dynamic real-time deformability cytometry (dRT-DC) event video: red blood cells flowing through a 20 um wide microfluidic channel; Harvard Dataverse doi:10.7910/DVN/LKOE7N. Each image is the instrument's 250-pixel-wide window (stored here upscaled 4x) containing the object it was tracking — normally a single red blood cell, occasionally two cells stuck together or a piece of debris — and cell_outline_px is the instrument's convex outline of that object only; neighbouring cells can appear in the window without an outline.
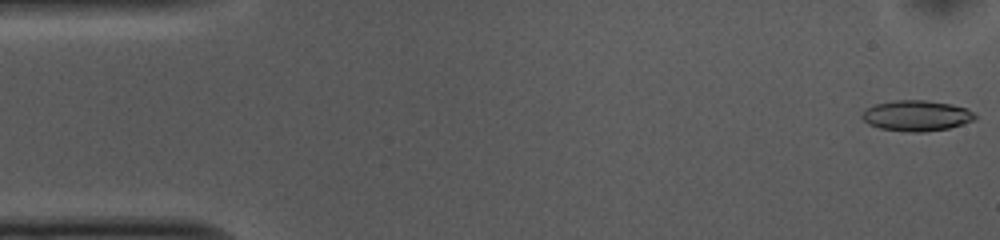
{"species": "common noctule bat (a hibernating species)", "species_latin": "Nyctalus noctula", "temperature_condition": "cold", "stored_images_in_passage": 49, "camera_frame_rate_fps": 3000, "um_per_image_px": 0.085, "animal": {"sex": "female", "body_mass_g": 10.0, "forearm_length_mm": 53.1}, "frame": {"image": 1, "passage_image": 1, "time_ms": 0.0, "image_size_px": [1000, 240], "cell_outline_px": [[976, 120], [948, 128], [924, 132], [912, 132], [880, 128], [868, 124], [860, 116], [864, 108], [876, 104], [896, 100], [928, 100], [952, 104], [968, 108], [976, 116]], "centroid_in_image_um": [77.9, 9.82], "position_along_channel_um": 7.1, "area_um2": 20.29}}
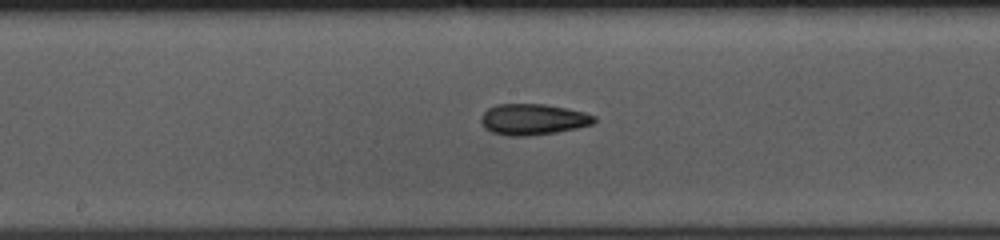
{"frame": {"image": 2, "passage_image": 26, "time_ms": 8.333, "image_size_px": [1000, 240], "cell_outline_px": [[596, 120], [592, 124], [576, 128], [556, 132], [528, 136], [508, 136], [492, 132], [484, 128], [480, 120], [480, 116], [488, 108], [496, 104], [544, 104], [584, 112], [596, 116]], "centroid_in_image_um": [45.27, 10.15], "position_along_channel_um": 202.9, "area_um2": 20.46}}
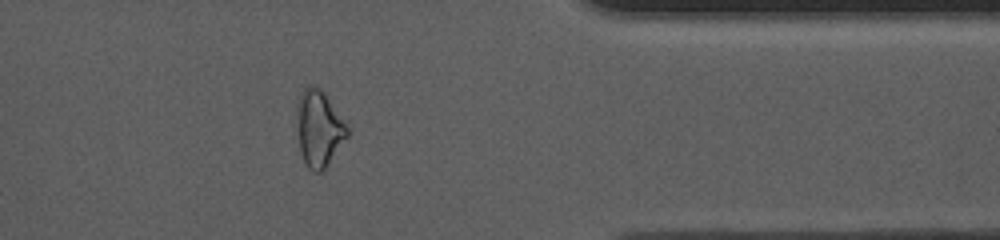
{"frame": {"image": 3, "passage_image": 42, "time_ms": 13.667, "image_size_px": [1000, 240], "cell_outline_px": [[348, 136], [324, 168], [320, 172], [312, 172], [308, 168], [300, 152], [300, 96], [304, 88], [308, 84], [312, 84], [320, 88], [324, 92], [348, 128]], "centroid_in_image_um": [27.15, 10.93], "position_along_channel_um": 384.2, "area_um2": 21.15}, "authors_computed_cell_mechanics": {"area_um2": 20.23, "velocity_mm_per_s": 3.7438, "shape_relaxation_time_tau1_ms": 10.4958, "shape_relaxation_time_tau2_ms": 4.241, "deformation_change_tau1": 0.19, "deformation_change_tau2": 0.126}}